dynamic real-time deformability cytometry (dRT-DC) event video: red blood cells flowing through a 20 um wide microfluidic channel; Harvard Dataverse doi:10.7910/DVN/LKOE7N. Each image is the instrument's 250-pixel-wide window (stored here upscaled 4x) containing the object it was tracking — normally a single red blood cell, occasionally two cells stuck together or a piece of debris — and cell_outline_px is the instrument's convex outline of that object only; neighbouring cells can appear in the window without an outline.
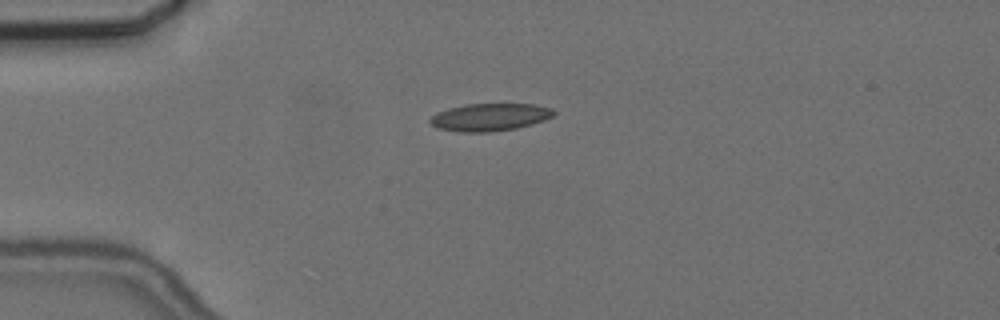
{"species": "common noctule bat (a hibernating species)", "species_latin": "Nyctalus noctula", "temperature_condition": "cold", "stored_images_in_passage": 19, "camera_frame_rate_fps": 3000, "um_per_image_px": 0.085, "animal": {"sex": "female", "body_mass_g": 24.6, "forearm_length_mm": 56.2}, "frame": {"image": 1, "passage_image": 1, "time_ms": 0.0, "image_size_px": [1000, 320], "cell_outline_px": [[556, 112], [552, 116], [544, 120], [532, 124], [516, 128], [488, 132], [460, 132], [440, 128], [432, 124], [428, 120], [436, 112], [448, 108], [464, 104], [536, 104], [552, 108]], "centroid_in_image_um": [41.64, 9.94], "position_along_channel_um": 43.4, "area_um2": 19.83}}
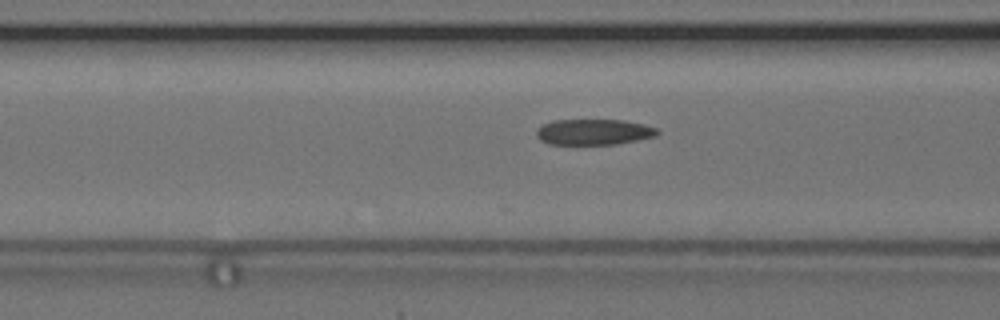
{"frame": {"image": 2, "passage_image": 9, "time_ms": 2.667, "image_size_px": [1000, 320], "cell_outline_px": [[660, 132], [656, 136], [616, 144], [548, 144], [540, 140], [536, 136], [536, 128], [552, 120], [624, 120], [644, 124], [656, 128]], "centroid_in_image_um": [50.45, 11.21], "position_along_channel_um": 116.2, "area_um2": 18.21}}
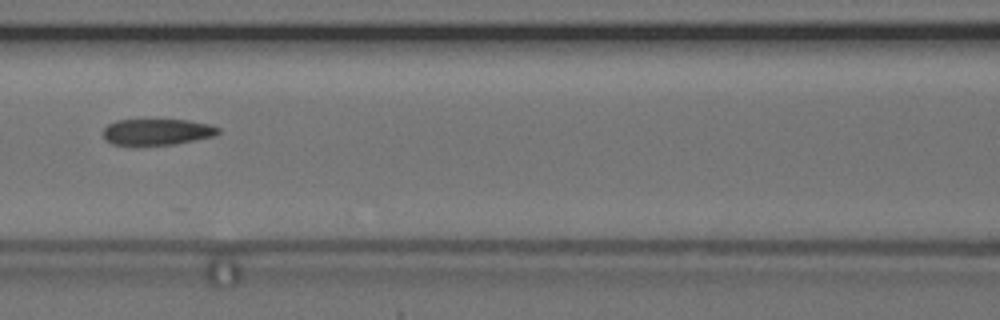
{"frame": {"image": 3, "passage_image": 12, "time_ms": 3.667, "image_size_px": [1000, 320], "cell_outline_px": [[220, 132], [216, 136], [176, 144], [112, 144], [104, 136], [104, 128], [108, 124], [116, 120], [188, 120], [208, 124], [220, 128]], "centroid_in_image_um": [13.41, 11.2], "position_along_channel_um": 153.2, "area_um2": 17.34}}